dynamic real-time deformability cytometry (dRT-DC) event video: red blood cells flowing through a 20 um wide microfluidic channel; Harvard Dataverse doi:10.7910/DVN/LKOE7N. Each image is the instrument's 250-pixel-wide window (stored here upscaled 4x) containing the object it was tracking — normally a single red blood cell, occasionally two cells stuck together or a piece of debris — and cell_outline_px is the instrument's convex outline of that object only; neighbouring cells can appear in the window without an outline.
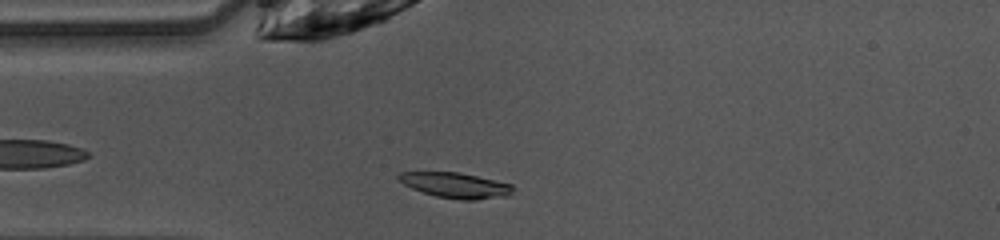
{"species": "common noctule bat (a hibernating species)", "species_latin": "Nyctalus noctula", "temperature_condition": "warm", "stored_images_in_passage": 37, "camera_frame_rate_fps": 3000, "um_per_image_px": 0.085, "animal": {"sex": "female", "body_mass_g": 10.0, "forearm_length_mm": 53.1}, "frame": {"image": 1, "passage_image": 11, "time_ms": 3.333, "image_size_px": [1000, 240], "cell_outline_px": [[516, 188], [508, 196], [476, 200], [460, 200], [436, 196], [412, 188], [404, 184], [396, 176], [400, 172], [460, 172], [512, 184]], "centroid_in_image_um": [38.77, 15.75], "position_along_channel_um": 46.2, "area_um2": 16.94}}
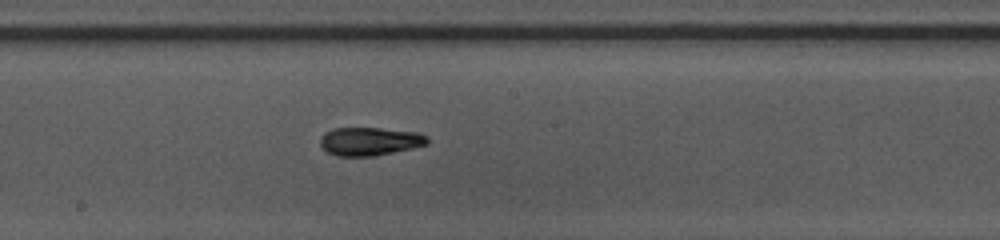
{"frame": {"image": 2, "passage_image": 24, "time_ms": 7.667, "image_size_px": [1000, 240], "cell_outline_px": [[428, 144], [412, 148], [376, 156], [336, 156], [328, 152], [320, 144], [320, 140], [324, 132], [332, 128], [380, 128], [420, 132], [428, 136]], "centroid_in_image_um": [31.45, 12.01], "position_along_channel_um": 216.8, "area_um2": 17.8}}
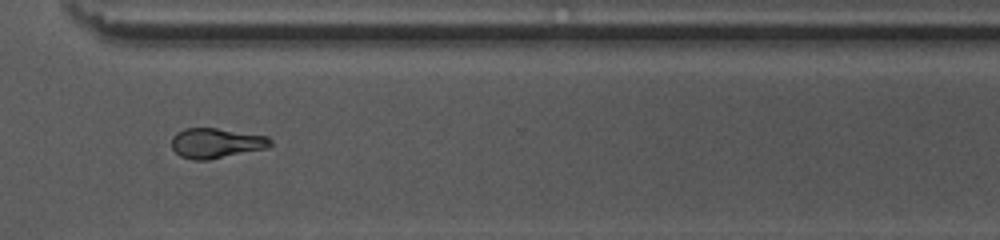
{"frame": {"image": 3, "passage_image": 34, "time_ms": 11.0, "image_size_px": [1000, 240], "cell_outline_px": [[272, 144], [268, 148], [208, 160], [192, 160], [180, 156], [172, 148], [172, 136], [176, 132], [184, 128], [216, 128], [268, 136], [272, 140]], "centroid_in_image_um": [18.37, 12.16], "position_along_channel_um": 352.2, "area_um2": 17.4}, "authors_computed_cell_mechanics": {"area_um2": 17.2822, "velocity_mm_per_s": 4.0774, "shape_relaxation_time_tau1_ms": 5.9245, "shape_relaxation_time_tau2_ms": 5.1626, "deformation_change_tau1": 0.1678, "deformation_change_tau2": 0.1209}}